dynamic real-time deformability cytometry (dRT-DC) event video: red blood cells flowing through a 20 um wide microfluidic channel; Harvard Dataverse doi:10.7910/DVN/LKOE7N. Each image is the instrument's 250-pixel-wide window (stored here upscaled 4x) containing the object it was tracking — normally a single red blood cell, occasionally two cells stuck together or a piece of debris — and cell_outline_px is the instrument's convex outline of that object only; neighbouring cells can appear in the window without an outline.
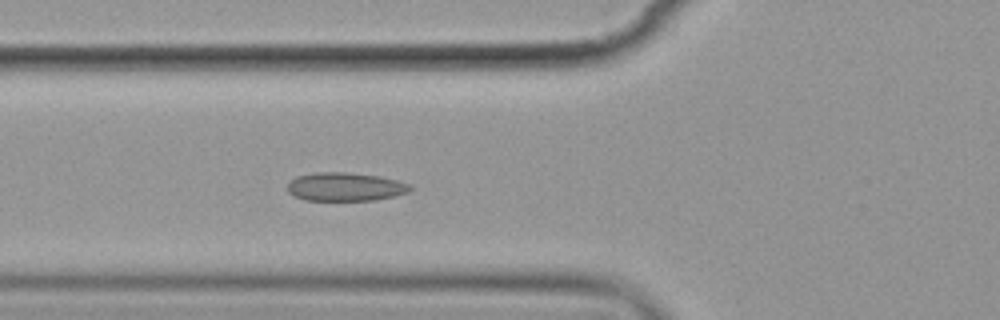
{"species": "common noctule bat (a hibernating species)", "species_latin": "Nyctalus noctula", "temperature_condition": "cold", "stored_images_in_passage": 7, "camera_frame_rate_fps": 3000, "um_per_image_px": 0.085, "animal": {"sex": "female", "body_mass_g": 19.9}, "frame": {"image": 1, "passage_image": 7, "time_ms": 7.0, "image_size_px": [1000, 320], "cell_outline_px": [[412, 188], [408, 192], [396, 196], [376, 200], [304, 200], [292, 196], [288, 192], [288, 184], [296, 176], [316, 172], [348, 172], [380, 176], [412, 184]], "centroid_in_image_um": [29.36, 15.88], "position_along_channel_um": 96.4, "area_um2": 20.58}}